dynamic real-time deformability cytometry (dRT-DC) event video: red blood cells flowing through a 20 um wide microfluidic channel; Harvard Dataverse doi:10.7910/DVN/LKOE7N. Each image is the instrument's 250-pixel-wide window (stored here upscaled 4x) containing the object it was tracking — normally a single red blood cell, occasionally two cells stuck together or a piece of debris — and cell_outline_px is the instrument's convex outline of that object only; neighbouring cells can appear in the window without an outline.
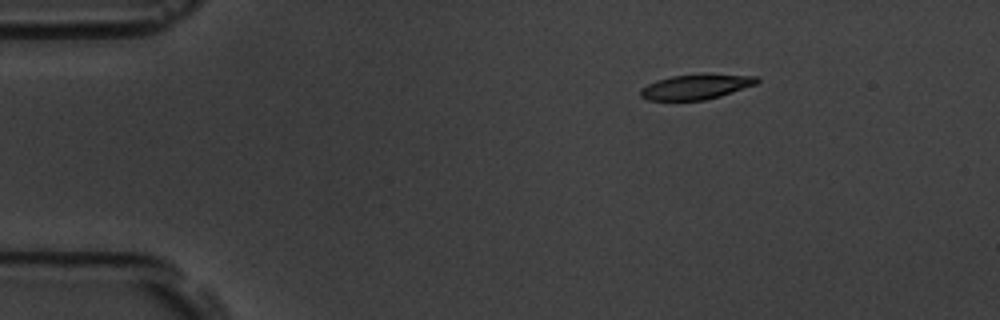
{"species": "common noctule bat (a hibernating species)", "species_latin": "Nyctalus noctula", "temperature_condition": "room temperature", "stored_images_in_passage": 5, "camera_frame_rate_fps": 3000, "um_per_image_px": 0.085, "animal": {"sex": "male", "body_mass_g": 19.5, "forearm_length_mm": 54.6}, "frame": {"image": 1, "passage_image": 1, "time_ms": 0.0, "image_size_px": [1000, 320], "cell_outline_px": [[760, 80], [756, 84], [720, 96], [704, 100], [648, 100], [640, 96], [640, 88], [656, 80], [672, 76], [700, 72], [708, 72], [760, 76]], "centroid_in_image_um": [59.21, 7.33], "position_along_channel_um": 25.8, "area_um2": 17.57}}
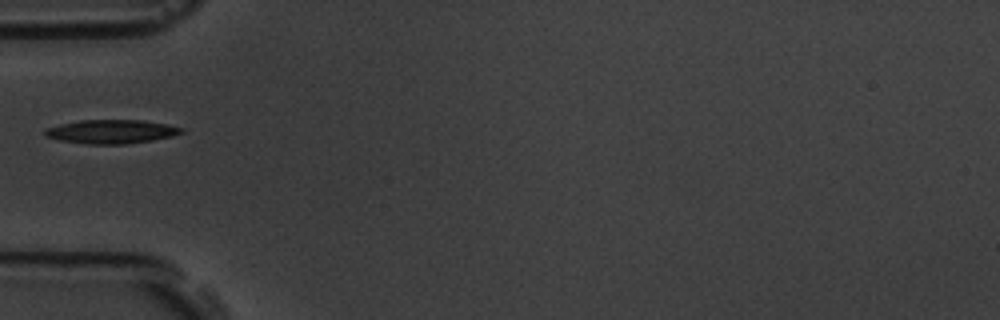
{"frame": {"image": 2, "passage_image": 4, "time_ms": 3.333, "image_size_px": [1000, 320], "cell_outline_px": [[184, 132], [172, 136], [152, 140], [128, 144], [84, 144], [60, 140], [44, 136], [44, 128], [60, 124], [80, 120], [140, 120], [168, 124], [184, 128]], "centroid_in_image_um": [9.45, 11.19], "position_along_channel_um": 75.5, "area_um2": 19.07}}
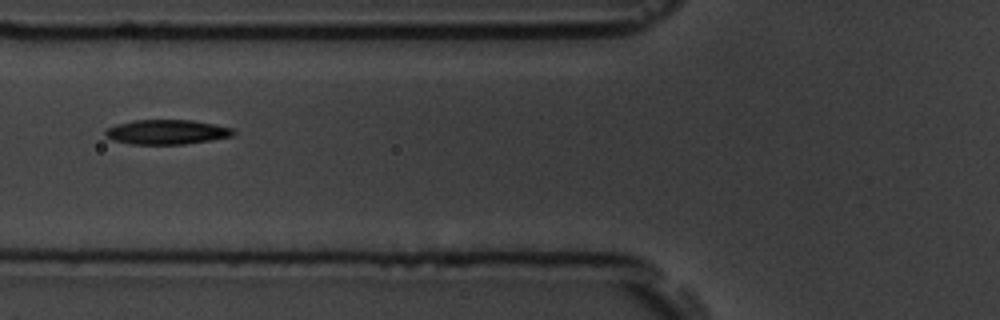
{"frame": {"image": 3, "passage_image": 5, "time_ms": 4.333, "image_size_px": [1000, 320], "cell_outline_px": [[236, 132], [232, 136], [212, 140], [184, 144], [132, 144], [112, 140], [104, 136], [104, 132], [108, 128], [116, 124], [132, 120], [192, 120], [232, 128]], "centroid_in_image_um": [14.14, 11.22], "position_along_channel_um": 111.7, "area_um2": 18.38}}